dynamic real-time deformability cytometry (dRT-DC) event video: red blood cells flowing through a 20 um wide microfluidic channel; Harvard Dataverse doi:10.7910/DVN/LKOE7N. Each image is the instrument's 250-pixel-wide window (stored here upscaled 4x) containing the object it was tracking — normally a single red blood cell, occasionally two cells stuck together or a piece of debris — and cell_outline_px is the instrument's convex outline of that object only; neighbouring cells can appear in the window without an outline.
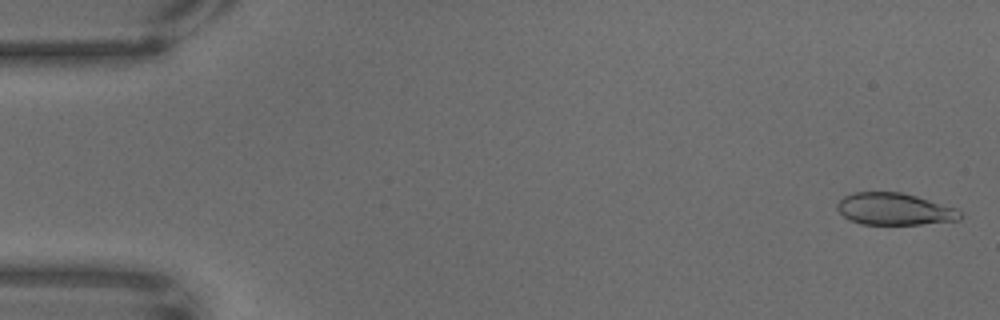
{"species": "common noctule bat (a hibernating species)", "species_latin": "Nyctalus noctula", "temperature_condition": "warm", "stored_images_in_passage": 68, "camera_frame_rate_fps": 3000, "um_per_image_px": 0.085, "animal": {"sex": "male", "body_mass_g": 18.8}, "frame": {"image": 1, "passage_image": 2, "time_ms": 0.333, "image_size_px": [1000, 320], "cell_outline_px": [[964, 216], [960, 220], [920, 224], [860, 224], [848, 220], [836, 208], [836, 204], [844, 196], [852, 192], [900, 192], [916, 196], [956, 208], [964, 212]], "centroid_in_image_um": [76.04, 17.77], "position_along_channel_um": 9.0, "area_um2": 23.06}}
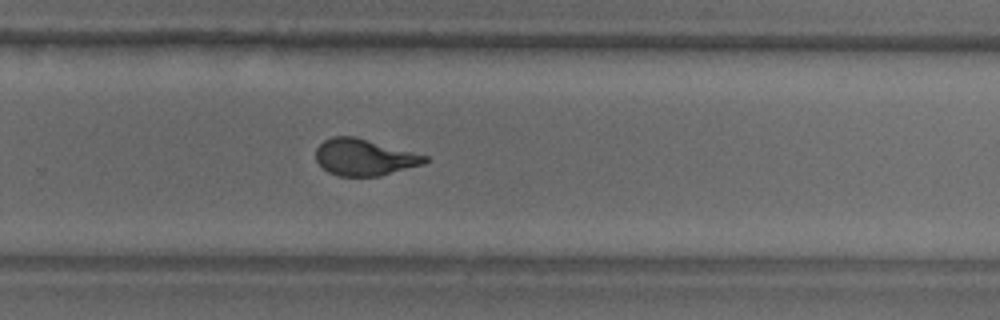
{"frame": {"image": 2, "passage_image": 45, "time_ms": 14.667, "image_size_px": [1000, 320], "cell_outline_px": [[428, 160], [424, 164], [380, 176], [340, 176], [328, 172], [316, 160], [316, 148], [324, 140], [332, 136], [352, 136], [428, 156]], "centroid_in_image_um": [30.95, 13.38], "position_along_channel_um": 298.8, "area_um2": 22.95}}
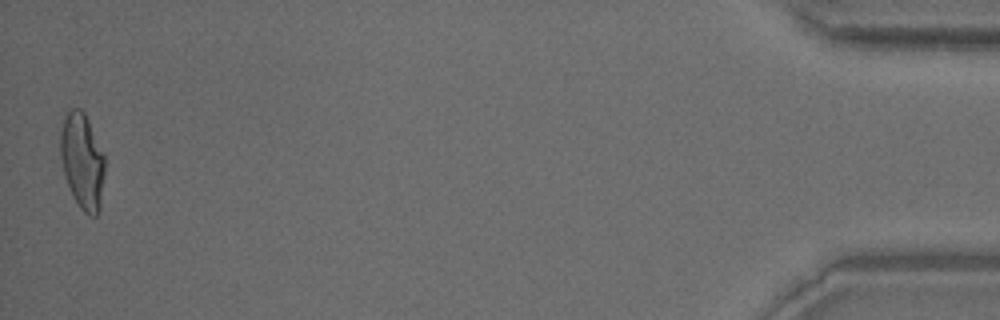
{"frame": {"image": 3, "passage_image": 67, "time_ms": 22.0, "image_size_px": [1000, 320], "cell_outline_px": [[104, 172], [100, 212], [96, 216], [88, 216], [80, 208], [72, 196], [64, 172], [60, 156], [60, 132], [64, 116], [68, 108], [80, 108], [84, 112], [88, 120], [104, 156]], "centroid_in_image_um": [6.98, 13.7], "position_along_channel_um": 428.2, "area_um2": 24.85}}